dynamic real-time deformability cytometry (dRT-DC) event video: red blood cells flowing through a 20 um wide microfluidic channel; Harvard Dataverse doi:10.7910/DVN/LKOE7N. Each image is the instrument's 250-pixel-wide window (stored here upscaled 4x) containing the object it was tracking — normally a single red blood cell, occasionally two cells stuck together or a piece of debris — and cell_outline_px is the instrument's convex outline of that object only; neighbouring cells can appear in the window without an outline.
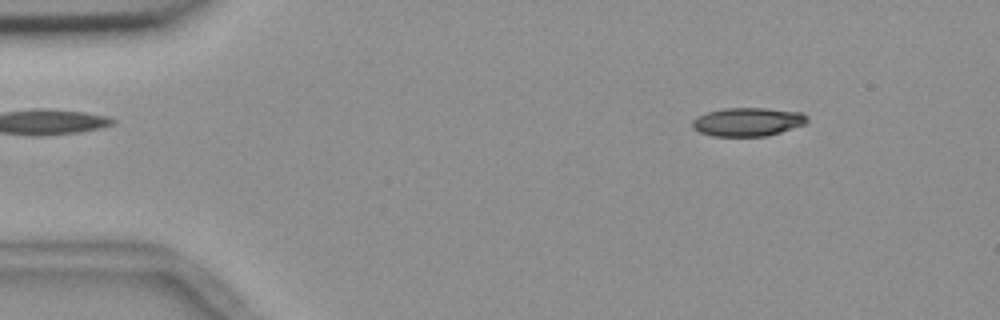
{"species": "common noctule bat (a hibernating species)", "species_latin": "Nyctalus noctula", "temperature_condition": "room temperature", "stored_images_in_passage": 51, "camera_frame_rate_fps": 3000, "um_per_image_px": 0.085, "animal": {"sex": "female", "body_mass_g": 18.4}, "frame": {"image": 1, "passage_image": 3, "time_ms": 0.667, "image_size_px": [1000, 320], "cell_outline_px": [[808, 120], [804, 124], [768, 136], [712, 136], [700, 132], [692, 128], [692, 120], [696, 116], [708, 112], [724, 108], [764, 108], [800, 112], [808, 116]], "centroid_in_image_um": [63.53, 10.36], "position_along_channel_um": 21.5, "area_um2": 19.07}}
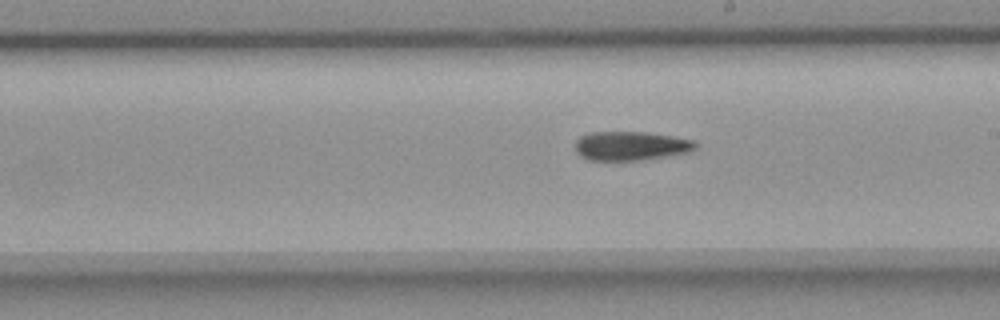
{"frame": {"image": 2, "passage_image": 27, "time_ms": 8.667, "image_size_px": [1000, 320], "cell_outline_px": [[696, 148], [688, 152], [668, 156], [644, 160], [588, 160], [580, 156], [576, 152], [576, 140], [580, 136], [588, 132], [648, 132], [696, 140]], "centroid_in_image_um": [53.62, 12.4], "position_along_channel_um": 235.4, "area_um2": 20.52}}
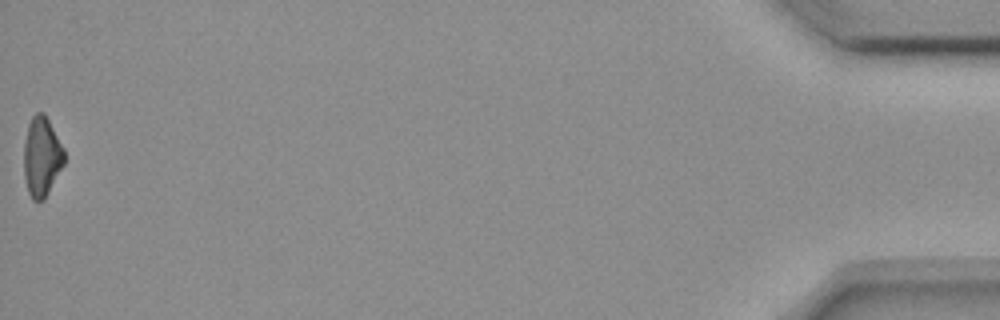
{"frame": {"image": 3, "passage_image": 51, "time_ms": 16.667, "image_size_px": [1000, 320], "cell_outline_px": [[64, 164], [44, 200], [32, 200], [28, 192], [24, 176], [24, 144], [28, 124], [32, 116], [36, 112], [44, 112], [64, 148]], "centroid_in_image_um": [3.54, 13.31], "position_along_channel_um": 431.7, "area_um2": 18.73}, "authors_computed_cell_mechanics": {"area_um2": 20.2878, "velocity_mm_per_s": 3.6903, "shape_relaxation_time_tau1_ms": 6.3663, "shape_relaxation_time_tau2_ms": null, "deformation_change_tau1": 0.1637, "deformation_change_tau2": null}}